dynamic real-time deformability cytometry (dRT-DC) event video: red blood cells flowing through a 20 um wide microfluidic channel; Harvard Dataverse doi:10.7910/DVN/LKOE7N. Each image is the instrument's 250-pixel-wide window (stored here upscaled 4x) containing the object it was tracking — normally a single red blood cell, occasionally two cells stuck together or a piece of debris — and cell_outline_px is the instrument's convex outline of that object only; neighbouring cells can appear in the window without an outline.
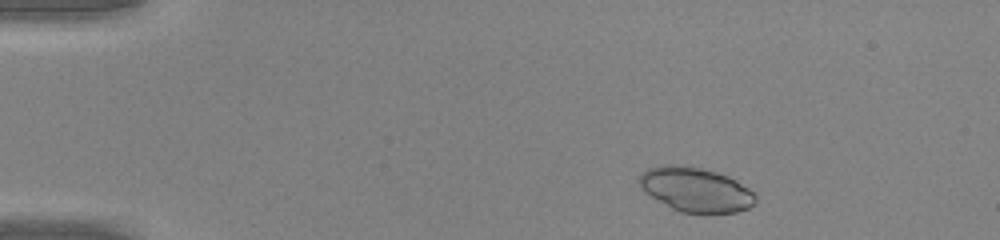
{"species": "common noctule bat (a hibernating species)", "species_latin": "Nyctalus noctula", "temperature_condition": "warm", "stored_images_in_passage": 43, "camera_frame_rate_fps": 3000, "um_per_image_px": 0.085, "animal": {"sex": "male", "body_mass_g": 20.0, "forearm_length_mm": 53.3}, "frame": {"image": 1, "passage_image": 2, "time_ms": 0.333, "image_size_px": [1000, 240], "cell_outline_px": [[756, 200], [748, 208], [736, 212], [680, 212], [672, 208], [652, 196], [640, 188], [640, 176], [648, 168], [660, 164], [676, 164], [700, 168], [716, 172], [728, 176], [736, 180], [748, 188], [756, 196]], "centroid_in_image_um": [59.13, 16.09], "position_along_channel_um": 25.9, "area_um2": 29.59}}